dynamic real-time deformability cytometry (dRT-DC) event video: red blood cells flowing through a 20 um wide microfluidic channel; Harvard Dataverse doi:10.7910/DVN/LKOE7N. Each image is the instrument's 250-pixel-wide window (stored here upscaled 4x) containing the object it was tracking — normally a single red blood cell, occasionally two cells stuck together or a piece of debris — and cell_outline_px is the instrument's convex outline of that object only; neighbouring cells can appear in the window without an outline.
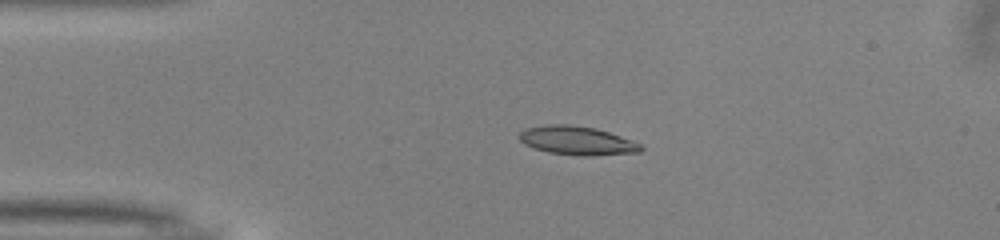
{"species": "common noctule bat (a hibernating species)", "species_latin": "Nyctalus noctula", "temperature_condition": "warm", "stored_images_in_passage": 41, "camera_frame_rate_fps": 3000, "um_per_image_px": 0.085, "animal": {"sex": "male", "body_mass_g": 13.0, "forearm_length_mm": 53.1}, "frame": {"image": 1, "passage_image": 1, "time_ms": 0.0, "image_size_px": [1000, 240], "cell_outline_px": [[644, 148], [640, 152], [592, 156], [580, 156], [548, 152], [524, 144], [520, 140], [520, 132], [524, 128], [548, 124], [568, 124], [596, 128], [632, 140], [640, 144]], "centroid_in_image_um": [49.06, 11.95], "position_along_channel_um": 35.9, "area_um2": 20.35}}
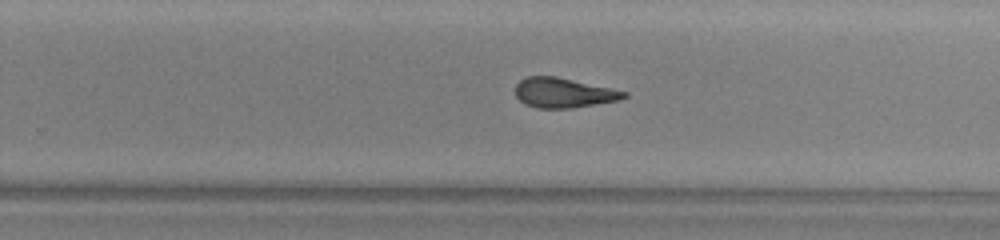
{"frame": {"image": 2, "passage_image": 22, "time_ms": 7.0, "image_size_px": [1000, 240], "cell_outline_px": [[628, 96], [620, 100], [572, 108], [536, 108], [524, 104], [516, 96], [516, 84], [524, 76], [556, 76], [612, 88], [628, 92]], "centroid_in_image_um": [47.9, 7.88], "position_along_channel_um": 281.9, "area_um2": 19.02}}
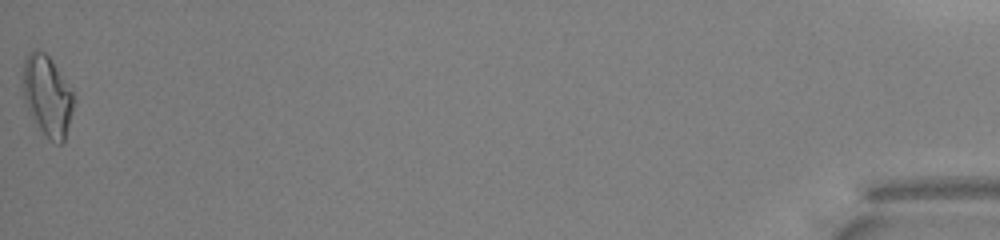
{"frame": {"image": 3, "passage_image": 41, "time_ms": 13.333, "image_size_px": [1000, 240], "cell_outline_px": [[72, 112], [64, 140], [60, 144], [56, 144], [40, 128], [28, 112], [20, 88], [20, 80], [24, 60], [28, 52], [32, 48], [36, 48], [44, 52], [52, 60], [72, 88]], "centroid_in_image_um": [3.95, 8.05], "position_along_channel_um": 431.2, "area_um2": 24.16}, "authors_computed_cell_mechanics": {"area_um2": 19.941, "velocity_mm_per_s": 4.0145, "shape_relaxation_time_tau1_ms": 7.5499, "shape_relaxation_time_tau2_ms": 1.9164, "deformation_change_tau1": 0.2101, "deformation_change_tau2": 0.1029}}